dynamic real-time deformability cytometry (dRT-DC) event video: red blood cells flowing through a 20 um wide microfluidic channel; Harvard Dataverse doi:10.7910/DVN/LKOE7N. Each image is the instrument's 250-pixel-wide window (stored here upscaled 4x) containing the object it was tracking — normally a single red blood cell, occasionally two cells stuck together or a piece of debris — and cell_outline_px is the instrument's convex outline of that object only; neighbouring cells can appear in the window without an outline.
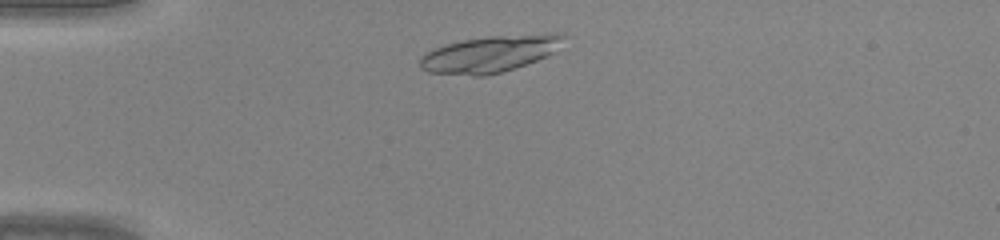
{"species": "common noctule bat (a hibernating species)", "species_latin": "Nyctalus noctula", "temperature_condition": "warm", "stored_images_in_passage": 37, "camera_frame_rate_fps": 3000, "um_per_image_px": 0.085, "animal": {"sex": "male", "body_mass_g": 20.0, "forearm_length_mm": 53.3}, "frame": {"image": 1, "passage_image": 4, "time_ms": 1.0, "image_size_px": [1000, 240], "cell_outline_px": [[564, 36], [556, 52], [536, 60], [500, 72], [484, 76], [472, 76], [428, 72], [420, 68], [420, 56], [424, 52], [432, 48], [444, 44], [464, 40], [492, 36], [552, 32], [564, 32]], "centroid_in_image_um": [41.62, 4.57], "position_along_channel_um": 43.4, "area_um2": 30.81}}
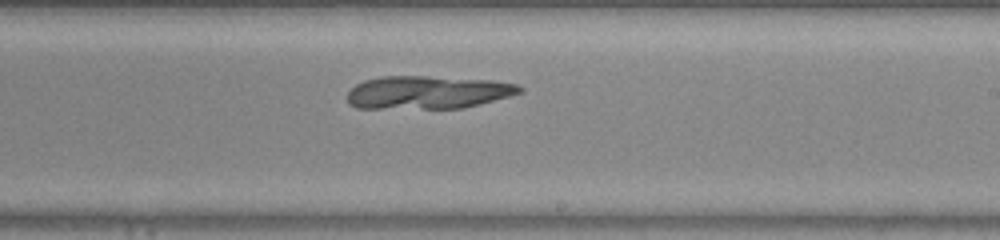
{"frame": {"image": 2, "passage_image": 20, "time_ms": 6.333, "image_size_px": [1000, 240], "cell_outline_px": [[524, 92], [464, 108], [356, 108], [348, 104], [348, 92], [356, 84], [364, 80], [384, 76], [424, 76], [492, 80], [516, 84], [524, 88]], "centroid_in_image_um": [36.35, 7.85], "position_along_channel_um": 252.6, "area_um2": 33.18}}
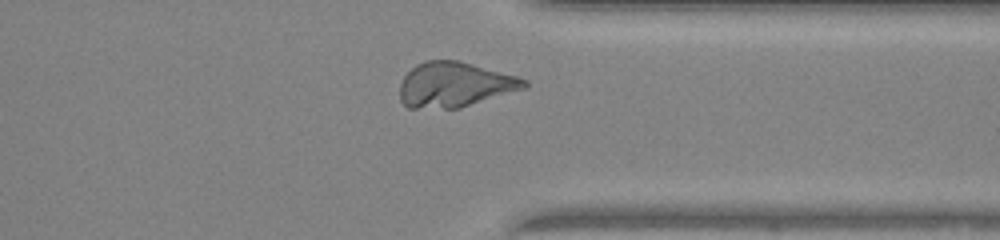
{"frame": {"image": 3, "passage_image": 28, "time_ms": 9.0, "image_size_px": [1000, 240], "cell_outline_px": [[528, 88], [460, 108], [408, 108], [400, 100], [400, 84], [404, 76], [416, 64], [424, 60], [460, 60], [516, 76], [528, 80]], "centroid_in_image_um": [38.67, 7.19], "position_along_channel_um": 372.7, "area_um2": 32.89}}